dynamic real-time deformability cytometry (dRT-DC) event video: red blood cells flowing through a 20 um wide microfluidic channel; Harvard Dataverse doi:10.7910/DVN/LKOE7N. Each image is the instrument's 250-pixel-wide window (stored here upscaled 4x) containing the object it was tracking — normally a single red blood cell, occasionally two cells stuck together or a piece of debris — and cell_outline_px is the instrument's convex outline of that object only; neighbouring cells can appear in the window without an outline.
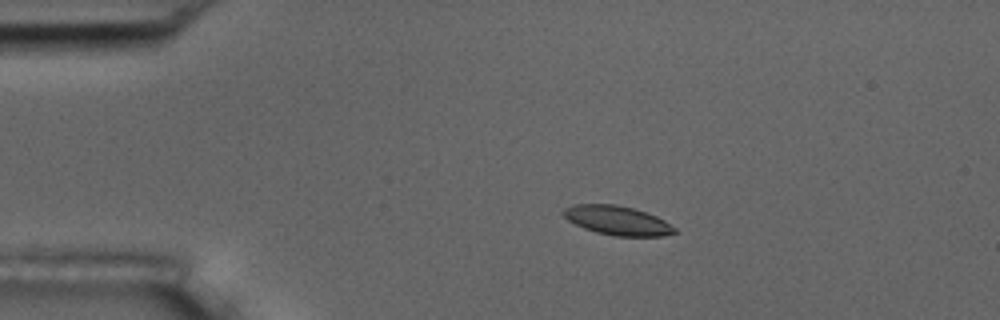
{"species": "common noctule bat (a hibernating species)", "species_latin": "Nyctalus noctula", "temperature_condition": "room temperature", "stored_images_in_passage": 10, "camera_frame_rate_fps": 3000, "um_per_image_px": 0.085, "animal": {"sex": "male", "body_mass_g": 17.5, "forearm_length_mm": 52.3}, "frame": {"image": 1, "passage_image": 4, "time_ms": 3.667, "image_size_px": [1000, 320], "cell_outline_px": [[676, 232], [664, 236], [616, 236], [596, 232], [584, 228], [568, 220], [560, 212], [564, 208], [572, 204], [616, 204], [632, 208], [656, 216], [664, 220], [676, 228]], "centroid_in_image_um": [52.45, 18.73], "position_along_channel_um": 32.6, "area_um2": 18.84}}
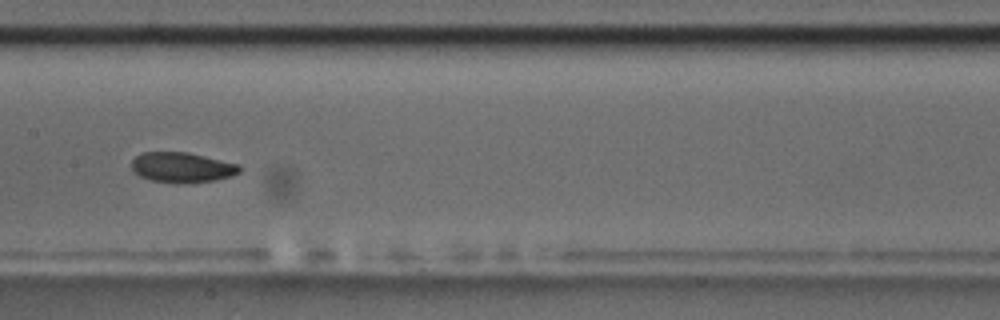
{"frame": {"image": 2, "passage_image": 9, "time_ms": 9.333, "image_size_px": [1000, 320], "cell_outline_px": [[244, 168], [240, 172], [232, 176], [216, 180], [176, 184], [152, 180], [140, 176], [132, 172], [132, 160], [140, 152], [188, 152], [240, 164]], "centroid_in_image_um": [15.5, 14.23], "position_along_channel_um": 191.9, "area_um2": 19.31}}
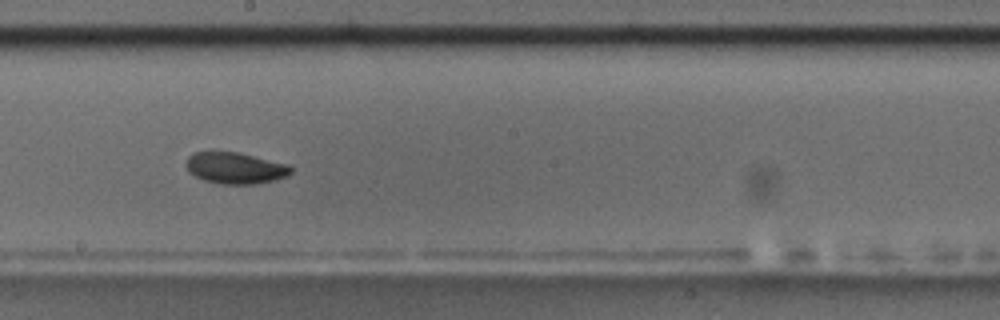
{"frame": {"image": 3, "passage_image": 10, "time_ms": 10.333, "image_size_px": [1000, 320], "cell_outline_px": [[292, 172], [288, 176], [276, 180], [256, 184], [220, 184], [204, 180], [188, 172], [184, 164], [188, 156], [192, 152], [236, 152], [288, 164], [292, 168]], "centroid_in_image_um": [19.98, 14.29], "position_along_channel_um": 228.2, "area_um2": 19.31}}